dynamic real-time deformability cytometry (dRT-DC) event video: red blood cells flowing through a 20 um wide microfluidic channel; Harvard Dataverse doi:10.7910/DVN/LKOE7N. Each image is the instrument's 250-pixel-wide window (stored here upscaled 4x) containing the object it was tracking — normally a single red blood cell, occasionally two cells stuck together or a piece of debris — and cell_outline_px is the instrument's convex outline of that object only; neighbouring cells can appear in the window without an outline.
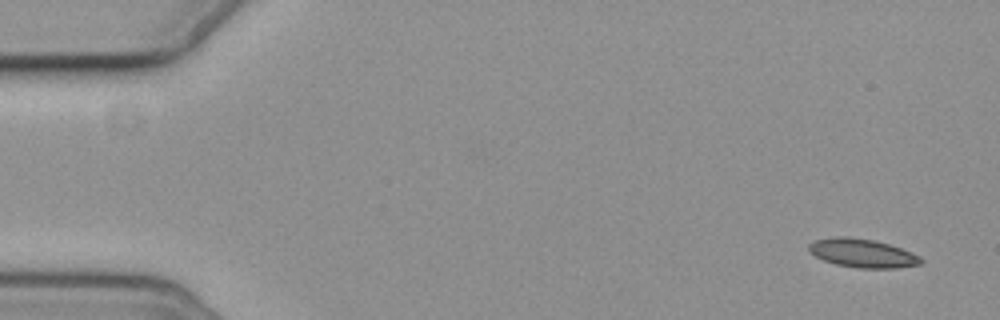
{"species": "common noctule bat (a hibernating species)", "species_latin": "Nyctalus noctula", "temperature_condition": "cold", "stored_images_in_passage": 9, "camera_frame_rate_fps": 3000, "um_per_image_px": 0.085, "animal": {"sex": "female", "body_mass_g": 19.3, "forearm_length_mm": 54.1}, "frame": {"image": 1, "passage_image": 1, "time_ms": 0.0, "image_size_px": [1000, 320], "cell_outline_px": [[924, 260], [920, 264], [896, 268], [860, 268], [836, 264], [824, 260], [808, 252], [808, 244], [812, 240], [836, 236], [848, 236], [872, 240], [888, 244], [912, 252], [920, 256]], "centroid_in_image_um": [73.28, 21.51], "position_along_channel_um": 11.7, "area_um2": 18.73}}
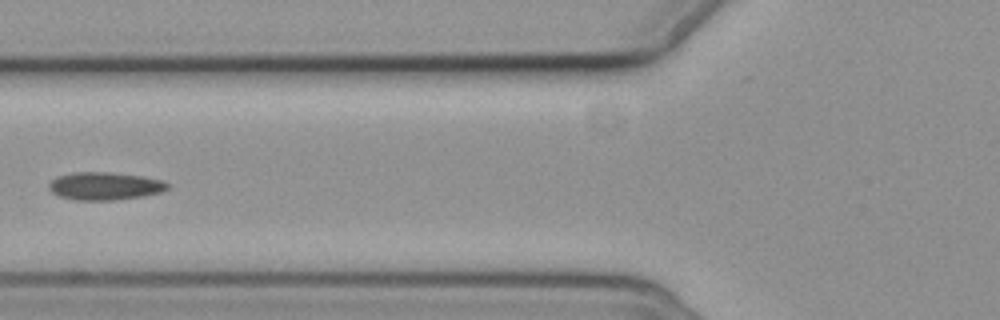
{"frame": {"image": 2, "passage_image": 6, "time_ms": 6.667, "image_size_px": [1000, 320], "cell_outline_px": [[172, 184], [168, 188], [160, 192], [144, 196], [116, 200], [72, 200], [60, 196], [52, 192], [48, 188], [48, 184], [52, 180], [60, 176], [76, 172], [108, 172], [140, 176], [164, 180]], "centroid_in_image_um": [8.94, 15.82], "position_along_channel_um": 116.9, "area_um2": 19.25}}
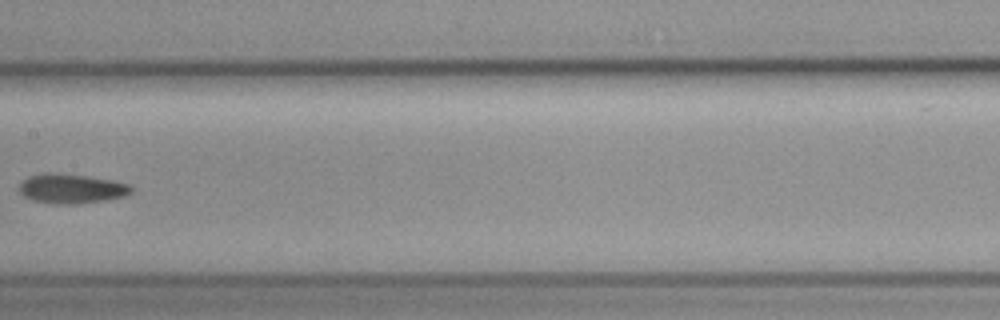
{"frame": {"image": 3, "passage_image": 8, "time_ms": 9.0, "image_size_px": [1000, 320], "cell_outline_px": [[136, 188], [132, 192], [124, 196], [108, 200], [76, 204], [56, 204], [32, 200], [24, 196], [20, 192], [20, 184], [28, 176], [44, 172], [56, 172], [88, 176], [112, 180], [132, 184]], "centroid_in_image_um": [6.13, 16.02], "position_along_channel_um": 201.3, "area_um2": 19.65}}